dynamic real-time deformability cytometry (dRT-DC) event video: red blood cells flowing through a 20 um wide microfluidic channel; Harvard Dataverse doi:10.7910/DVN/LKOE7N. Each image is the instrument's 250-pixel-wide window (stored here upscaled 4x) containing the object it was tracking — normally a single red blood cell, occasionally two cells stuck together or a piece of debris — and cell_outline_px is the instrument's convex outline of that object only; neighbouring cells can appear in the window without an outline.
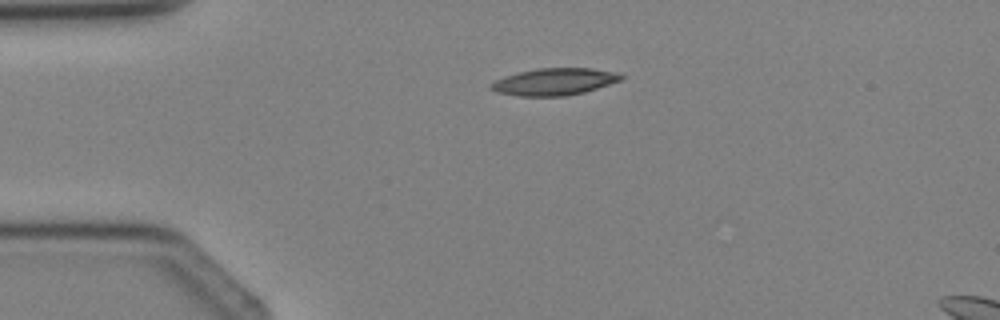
{"species": "Egyptian fruit bat (a non-hibernating species)", "species_latin": "Rousettus aegyptiacus", "temperature_condition": "cold", "stored_images_in_passage": 3, "camera_frame_rate_fps": 3000, "um_per_image_px": 0.085, "animal": {"sex": "female"}, "frame": {"image": 1, "passage_image": 3, "time_ms": 2.333, "image_size_px": [1000, 320], "cell_outline_px": [[624, 76], [620, 80], [584, 92], [564, 96], [520, 96], [496, 92], [488, 88], [496, 80], [504, 76], [536, 68], [592, 68], [612, 72]], "centroid_in_image_um": [47.07, 6.95], "position_along_channel_um": 37.9, "area_um2": 20.17}}